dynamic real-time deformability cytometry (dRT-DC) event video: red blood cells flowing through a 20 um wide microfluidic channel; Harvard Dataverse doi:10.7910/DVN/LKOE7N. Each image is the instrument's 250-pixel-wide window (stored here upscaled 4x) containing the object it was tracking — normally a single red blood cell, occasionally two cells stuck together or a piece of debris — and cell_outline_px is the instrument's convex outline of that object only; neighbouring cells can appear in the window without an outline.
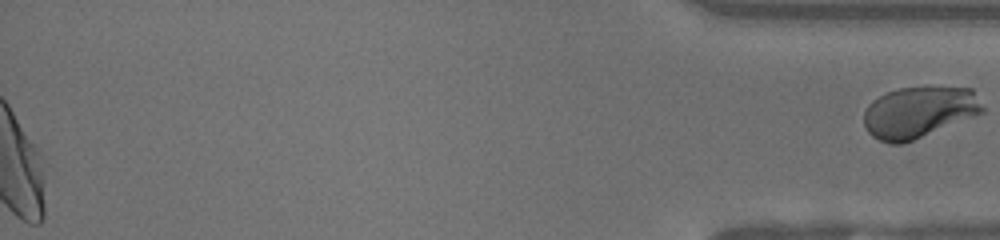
{"species": "human", "species_latin": "Homo sapiens", "temperature_condition": "room temperature", "stored_images_in_passage": 43, "segment_of_instrument_passage": [2, 2], "camera_frame_rate_fps": 3000, "um_per_image_px": 0.085, "donor": {"sex": "female"}, "frame": {"image": 1, "passage_image": 43, "time_ms": 14.0, "image_size_px": [1000, 240], "cell_outline_px": [[984, 112], [904, 144], [888, 144], [872, 136], [868, 132], [864, 124], [864, 112], [868, 104], [872, 100], [888, 92], [900, 88], [972, 88], [984, 108]], "centroid_in_image_um": [78.08, 9.56], "position_along_channel_um": 357.1, "area_um2": 35.14}}